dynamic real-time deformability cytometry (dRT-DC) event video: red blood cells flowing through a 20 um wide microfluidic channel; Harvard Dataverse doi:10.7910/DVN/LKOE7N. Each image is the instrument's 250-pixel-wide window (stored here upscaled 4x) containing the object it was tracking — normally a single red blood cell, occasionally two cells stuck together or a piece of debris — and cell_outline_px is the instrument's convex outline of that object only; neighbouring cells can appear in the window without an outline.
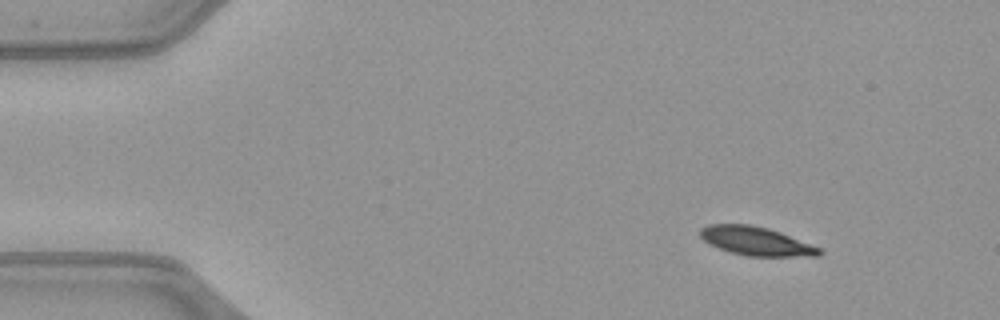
{"species": "common noctule bat (a hibernating species)", "species_latin": "Nyctalus noctula", "temperature_condition": "warm", "stored_images_in_passage": 50, "segment_of_instrument_passage": [1, 2], "camera_frame_rate_fps": 3000, "um_per_image_px": 0.085, "animal": {"sex": "female", "body_mass_g": 21.9}, "frame": {"image": 1, "passage_image": 4, "time_ms": 1.0, "image_size_px": [1000, 320], "cell_outline_px": [[824, 252], [820, 256], [748, 256], [732, 252], [720, 248], [704, 240], [700, 236], [700, 228], [708, 224], [752, 224], [768, 228], [780, 232], [820, 248]], "centroid_in_image_um": [64.28, 20.49], "position_along_channel_um": 20.7, "area_um2": 19.71}}
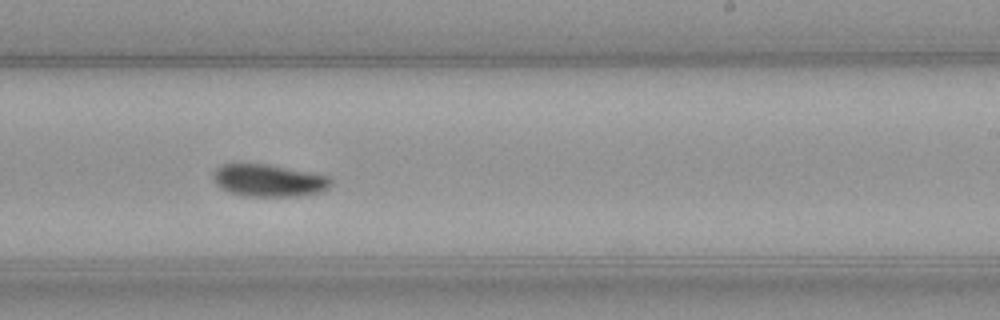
{"frame": {"image": 2, "passage_image": 29, "time_ms": 9.333, "image_size_px": [1000, 320], "cell_outline_px": [[332, 180], [328, 188], [320, 192], [304, 196], [244, 196], [228, 192], [220, 188], [216, 184], [212, 176], [212, 172], [216, 168], [224, 164], [268, 164], [328, 176]], "centroid_in_image_um": [22.81, 15.35], "position_along_channel_um": 266.2, "area_um2": 22.2}}
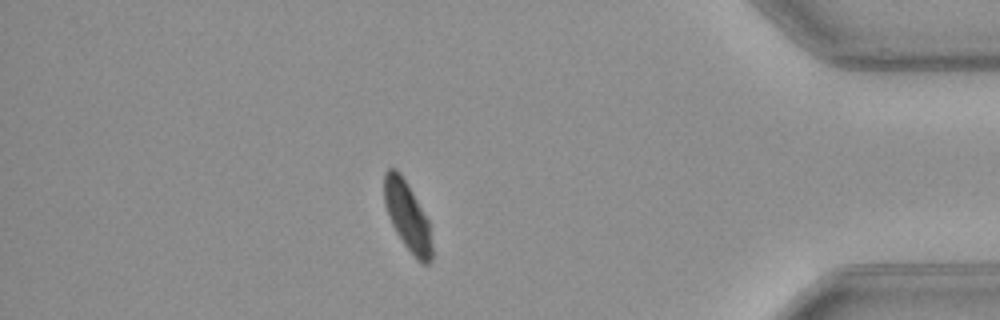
{"frame": {"image": 3, "passage_image": 42, "time_ms": 13.667, "image_size_px": [1000, 320], "cell_outline_px": [[432, 260], [428, 264], [424, 264], [404, 244], [396, 232], [392, 224], [384, 204], [384, 172], [388, 168], [396, 168], [400, 172], [408, 184], [428, 220], [432, 244]], "centroid_in_image_um": [34.61, 18.32], "position_along_channel_um": 400.6, "area_um2": 18.9}}